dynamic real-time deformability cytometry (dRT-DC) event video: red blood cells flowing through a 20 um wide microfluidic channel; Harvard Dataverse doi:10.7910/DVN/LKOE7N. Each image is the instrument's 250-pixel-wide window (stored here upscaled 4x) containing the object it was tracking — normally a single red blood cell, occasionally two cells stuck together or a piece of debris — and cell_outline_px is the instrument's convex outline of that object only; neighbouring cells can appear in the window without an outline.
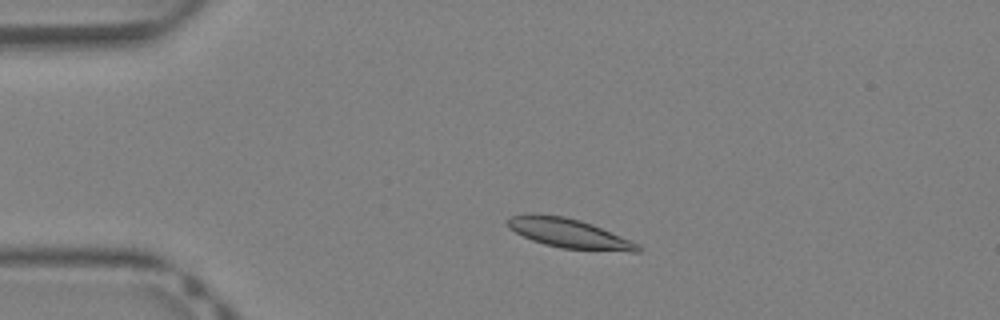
{"species": "Egyptian fruit bat (a non-hibernating species)", "species_latin": "Rousettus aegyptiacus", "temperature_condition": "warm", "stored_images_in_passage": 37, "camera_frame_rate_fps": 3000, "um_per_image_px": 0.085, "animal": {"sex": "female"}, "frame": {"image": 1, "passage_image": 5, "time_ms": 1.333, "image_size_px": [1000, 320], "cell_outline_px": [[640, 252], [632, 252], [560, 248], [544, 244], [532, 240], [508, 228], [508, 220], [512, 216], [528, 212], [532, 212], [564, 216], [580, 220], [592, 224], [632, 240], [640, 244]], "centroid_in_image_um": [48.38, 19.82], "position_along_channel_um": 36.6, "area_um2": 22.48}}
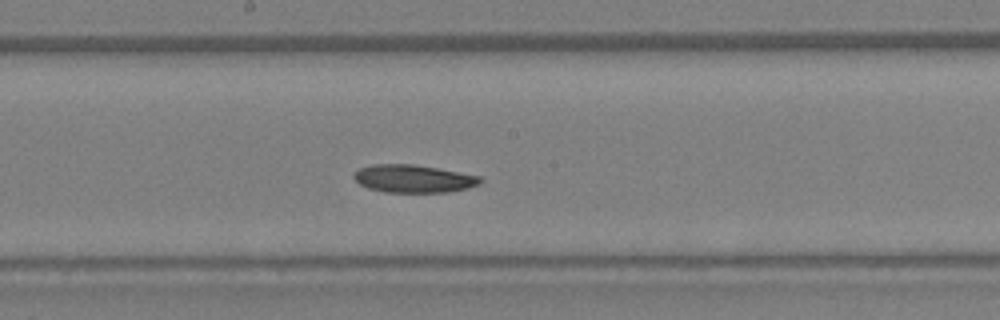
{"frame": {"image": 2, "passage_image": 18, "time_ms": 5.667, "image_size_px": [1000, 320], "cell_outline_px": [[484, 180], [480, 184], [468, 188], [448, 192], [384, 192], [368, 188], [360, 184], [352, 176], [360, 168], [372, 164], [412, 164], [436, 168], [480, 176]], "centroid_in_image_um": [35.15, 15.19], "position_along_channel_um": 213.0, "area_um2": 20.4}}
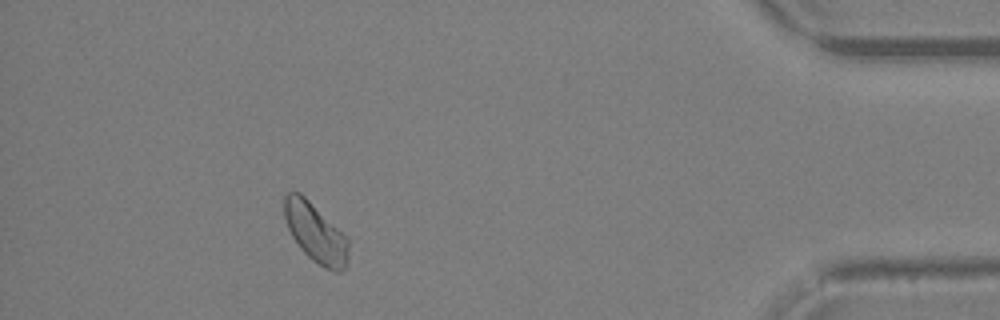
{"frame": {"image": 3, "passage_image": 33, "time_ms": 10.667, "image_size_px": [1000, 320], "cell_outline_px": [[348, 264], [340, 272], [332, 272], [324, 268], [312, 260], [300, 248], [292, 236], [288, 228], [284, 216], [284, 196], [288, 192], [300, 192], [348, 240]], "centroid_in_image_um": [26.8, 19.83], "position_along_channel_um": 408.4, "area_um2": 21.68}, "authors_computed_cell_mechanics": {"area_um2": 21.5016, "velocity_mm_per_s": 4.9914, "shape_relaxation_time_tau1_ms": 7.2958, "shape_relaxation_time_tau2_ms": null, "deformation_change_tau1": 0.0983, "deformation_change_tau2": null}}